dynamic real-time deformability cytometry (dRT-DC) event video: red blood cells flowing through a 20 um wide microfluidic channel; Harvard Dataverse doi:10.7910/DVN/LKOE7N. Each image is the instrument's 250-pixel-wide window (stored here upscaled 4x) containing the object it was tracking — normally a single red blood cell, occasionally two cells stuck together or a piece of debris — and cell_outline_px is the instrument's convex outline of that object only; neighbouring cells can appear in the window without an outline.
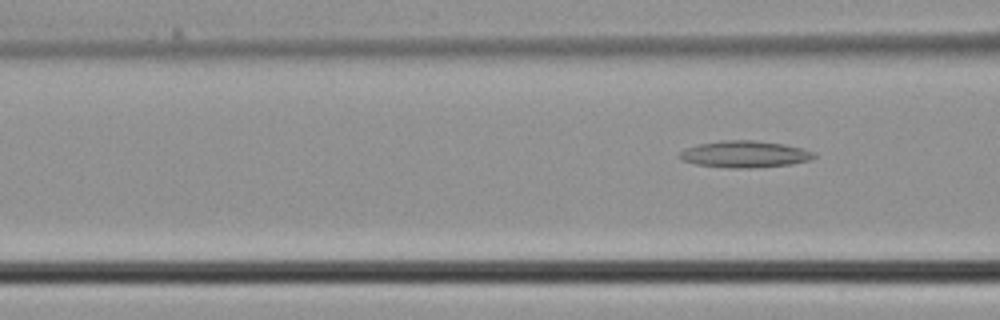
{"species": "common noctule bat (a hibernating species)", "species_latin": "Nyctalus noctula", "temperature_condition": "cold", "stored_images_in_passage": 6, "camera_frame_rate_fps": 3000, "um_per_image_px": 0.085, "animal": {"sex": "male", "body_mass_g": 21.5, "forearm_length_mm": 52.0}, "frame": {"image": 1, "passage_image": 6, "time_ms": 1.667, "image_size_px": [1000, 320], "cell_outline_px": [[816, 156], [812, 160], [792, 164], [752, 168], [728, 168], [696, 164], [684, 160], [676, 156], [684, 148], [700, 144], [720, 140], [752, 140], [784, 144], [816, 152]], "centroid_in_image_um": [63.31, 13.11], "position_along_channel_um": 103.3, "area_um2": 21.04}}